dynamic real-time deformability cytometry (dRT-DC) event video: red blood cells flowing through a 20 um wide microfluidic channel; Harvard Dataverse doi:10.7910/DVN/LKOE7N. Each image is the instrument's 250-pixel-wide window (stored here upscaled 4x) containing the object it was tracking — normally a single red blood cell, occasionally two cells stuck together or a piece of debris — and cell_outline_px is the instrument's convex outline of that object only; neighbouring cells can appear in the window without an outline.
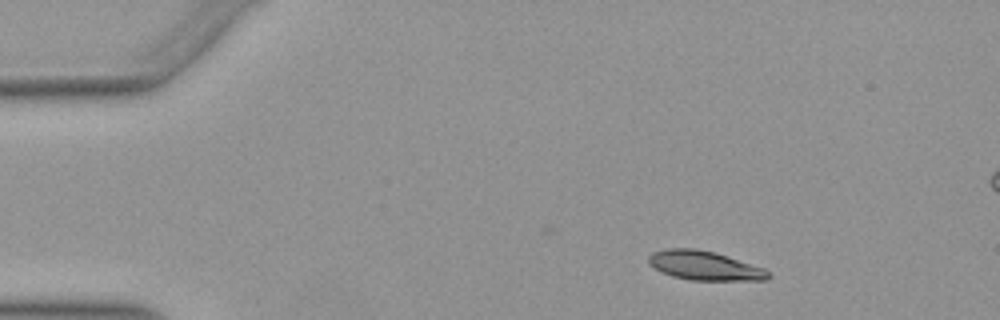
{"species": "Egyptian fruit bat (a non-hibernating species)", "species_latin": "Rousettus aegyptiacus", "temperature_condition": "warm", "stored_images_in_passage": 40, "camera_frame_rate_fps": 3000, "um_per_image_px": 0.085, "animal": {"sex": "female"}, "frame": {"image": 1, "passage_image": 1, "time_ms": 0.0, "image_size_px": [1000, 320], "cell_outline_px": [[772, 276], [768, 280], [692, 280], [672, 276], [660, 272], [648, 264], [648, 256], [652, 252], [668, 248], [696, 248], [728, 256], [764, 268]], "centroid_in_image_um": [59.86, 22.58], "position_along_channel_um": 25.1, "area_um2": 20.4}}
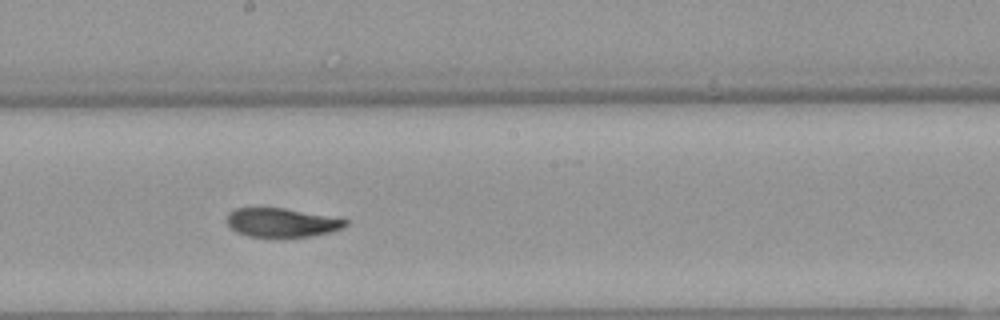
{"frame": {"image": 2, "passage_image": 22, "time_ms": 7.0, "image_size_px": [1000, 320], "cell_outline_px": [[348, 224], [340, 228], [328, 232], [308, 236], [248, 236], [236, 232], [228, 224], [228, 212], [236, 208], [284, 208], [348, 220]], "centroid_in_image_um": [23.9, 18.91], "position_along_channel_um": 224.3, "area_um2": 19.36}}
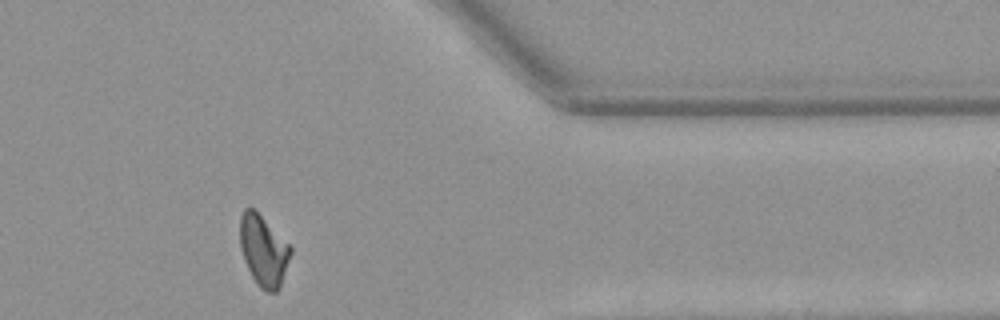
{"frame": {"image": 3, "passage_image": 36, "time_ms": 11.667, "image_size_px": [1000, 320], "cell_outline_px": [[292, 252], [280, 288], [276, 292], [268, 292], [260, 288], [252, 276], [244, 260], [240, 248], [240, 216], [244, 208], [252, 208], [292, 248]], "centroid_in_image_um": [22.39, 21.34], "position_along_channel_um": 389.0, "area_um2": 20.52}, "authors_computed_cell_mechanics": {"area_um2": 21.0681, "velocity_mm_per_s": 3.9326, "shape_relaxation_time_tau1_ms": 8.3815, "shape_relaxation_time_tau2_ms": 3.3677, "deformation_change_tau1": 0.2308, "deformation_change_tau2": 0.0901}}